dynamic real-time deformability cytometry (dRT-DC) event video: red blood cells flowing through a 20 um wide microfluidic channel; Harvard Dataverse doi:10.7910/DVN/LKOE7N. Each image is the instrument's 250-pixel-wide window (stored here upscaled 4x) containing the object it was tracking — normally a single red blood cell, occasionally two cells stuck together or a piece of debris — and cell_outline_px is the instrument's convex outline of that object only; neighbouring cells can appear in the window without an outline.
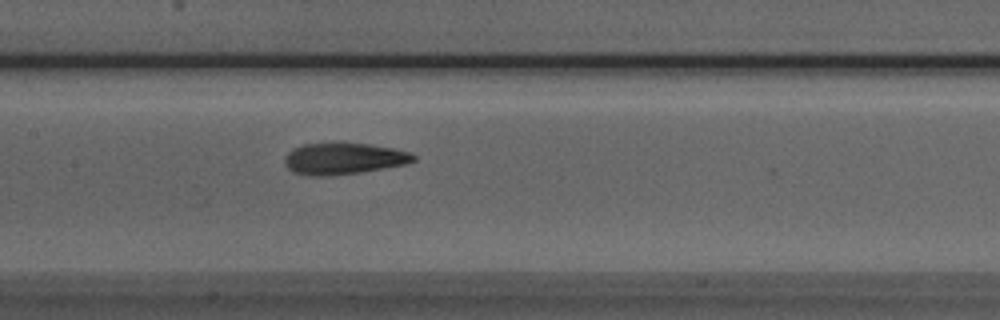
{"species": "Egyptian fruit bat (a non-hibernating species)", "species_latin": "Rousettus aegyptiacus", "temperature_condition": "room temperature", "stored_images_in_passage": 42, "camera_frame_rate_fps": 3000, "um_per_image_px": 0.085, "animal": {"sex": "male"}, "frame": {"image": 1, "passage_image": 15, "time_ms": 4.667, "image_size_px": [1000, 320], "cell_outline_px": [[412, 160], [396, 164], [348, 172], [304, 172], [292, 168], [288, 164], [288, 156], [292, 152], [300, 148], [320, 144], [352, 144], [380, 148], [400, 152], [412, 156]], "centroid_in_image_um": [29.18, 13.44], "position_along_channel_um": 178.2, "area_um2": 19.13}}
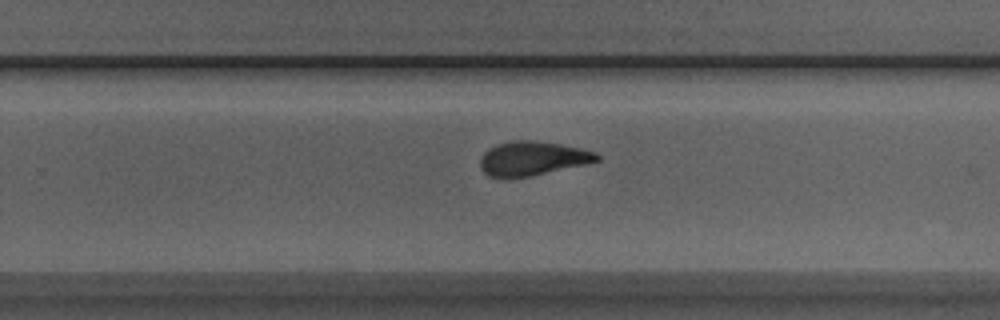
{"frame": {"image": 2, "passage_image": 23, "time_ms": 7.333, "image_size_px": [1000, 320], "cell_outline_px": [[596, 160], [540, 172], [520, 176], [496, 176], [488, 172], [484, 168], [484, 156], [488, 152], [504, 144], [548, 144], [588, 152], [596, 156]], "centroid_in_image_um": [45.21, 13.51], "position_along_channel_um": 284.6, "area_um2": 18.79}}
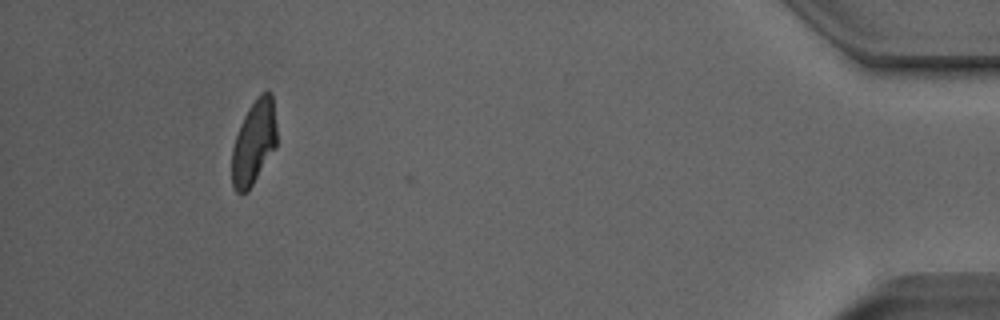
{"frame": {"image": 3, "passage_image": 38, "time_ms": 12.333, "image_size_px": [1000, 320], "cell_outline_px": [[276, 144], [248, 188], [244, 192], [240, 192], [236, 188], [232, 180], [232, 152], [240, 128], [252, 104], [264, 92], [268, 92], [272, 96], [276, 132]], "centroid_in_image_um": [21.58, 12.08], "position_along_channel_um": 413.6, "area_um2": 20.11}, "authors_computed_cell_mechanics": {"area_um2": 19.6231, "velocity_mm_per_s": 4.0141, "shape_relaxation_time_tau1_ms": null, "shape_relaxation_time_tau2_ms": 2.6963, "deformation_change_tau1": null, "deformation_change_tau2": 0.119}}